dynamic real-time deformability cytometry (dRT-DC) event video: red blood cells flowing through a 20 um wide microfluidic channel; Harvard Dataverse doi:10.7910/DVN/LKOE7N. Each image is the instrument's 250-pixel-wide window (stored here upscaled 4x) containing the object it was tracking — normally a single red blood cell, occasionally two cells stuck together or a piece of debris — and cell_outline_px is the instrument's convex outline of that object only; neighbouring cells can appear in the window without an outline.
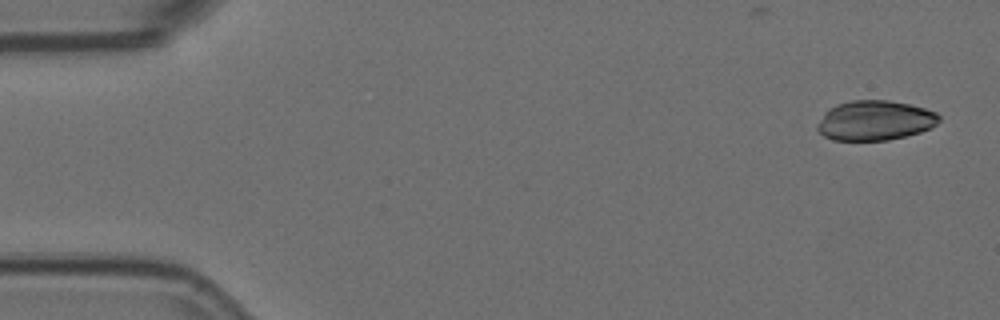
{"species": "Egyptian fruit bat (a non-hibernating species)", "species_latin": "Rousettus aegyptiacus", "temperature_condition": "room temperature", "stored_images_in_passage": 4, "camera_frame_rate_fps": 3000, "um_per_image_px": 0.085, "animal": {"sex": "female"}, "frame": {"image": 1, "passage_image": 1, "time_ms": 0.0, "image_size_px": [1000, 320], "cell_outline_px": [[940, 120], [932, 128], [920, 132], [888, 140], [832, 140], [824, 136], [816, 128], [816, 124], [824, 112], [828, 108], [836, 104], [852, 100], [888, 100], [908, 104], [924, 108], [936, 112], [940, 116]], "centroid_in_image_um": [74.35, 10.23], "position_along_channel_um": 10.7, "area_um2": 28.38}}